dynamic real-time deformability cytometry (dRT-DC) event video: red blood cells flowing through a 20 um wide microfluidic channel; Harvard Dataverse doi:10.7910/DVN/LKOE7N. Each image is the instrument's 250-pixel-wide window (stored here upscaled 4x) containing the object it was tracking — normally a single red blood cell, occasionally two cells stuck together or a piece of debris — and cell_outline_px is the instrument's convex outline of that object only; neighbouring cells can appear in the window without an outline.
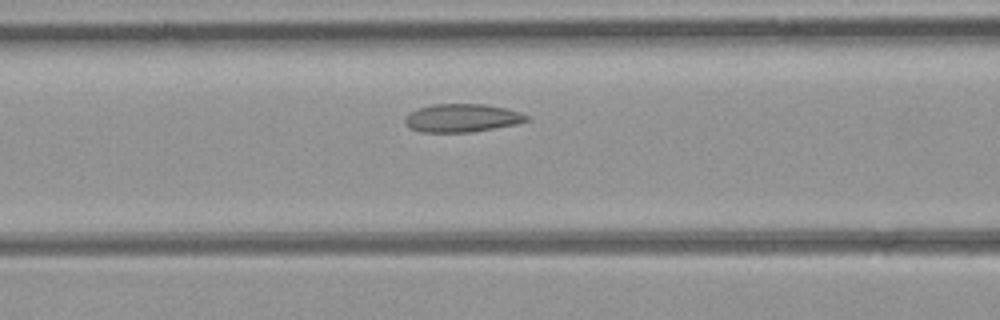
{"species": "common noctule bat (a hibernating species)", "species_latin": "Nyctalus noctula", "temperature_condition": "room temperature", "stored_images_in_passage": 8, "camera_frame_rate_fps": 3000, "um_per_image_px": 0.085, "animal": {"sex": "female", "body_mass_g": 21.9}, "frame": {"image": 1, "passage_image": 6, "time_ms": 1.667, "image_size_px": [1000, 320], "cell_outline_px": [[532, 120], [516, 124], [472, 132], [420, 132], [408, 128], [404, 124], [404, 116], [408, 112], [416, 108], [432, 104], [484, 104], [508, 108], [532, 116]], "centroid_in_image_um": [39.26, 10.02], "position_along_channel_um": 127.3, "area_um2": 20.52}}